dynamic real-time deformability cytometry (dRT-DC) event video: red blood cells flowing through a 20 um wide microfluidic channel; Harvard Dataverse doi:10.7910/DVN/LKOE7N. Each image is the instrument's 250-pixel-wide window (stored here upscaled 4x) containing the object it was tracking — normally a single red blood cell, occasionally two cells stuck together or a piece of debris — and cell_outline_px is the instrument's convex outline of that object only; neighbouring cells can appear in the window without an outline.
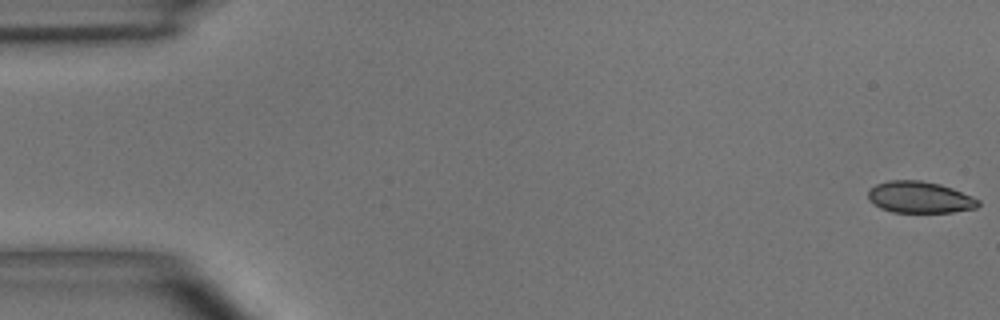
{"species": "common noctule bat (a hibernating species)", "species_latin": "Nyctalus noctula", "temperature_condition": "room temperature", "stored_images_in_passage": 6, "camera_frame_rate_fps": 3000, "um_per_image_px": 0.085, "animal": {"sex": "male", "body_mass_g": 15.6}, "frame": {"image": 1, "passage_image": 1, "time_ms": 0.0, "image_size_px": [1000, 320], "cell_outline_px": [[980, 204], [976, 208], [952, 212], [892, 212], [880, 208], [868, 200], [868, 188], [876, 184], [888, 180], [920, 180], [940, 184], [952, 188], [972, 196], [980, 200]], "centroid_in_image_um": [78.15, 16.76], "position_along_channel_um": 6.8, "area_um2": 20.4}}
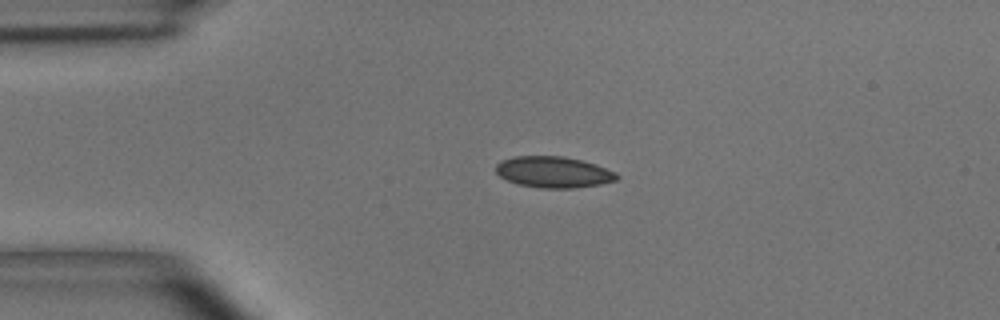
{"frame": {"image": 2, "passage_image": 4, "time_ms": 3.667, "image_size_px": [1000, 320], "cell_outline_px": [[620, 176], [616, 180], [600, 184], [572, 188], [544, 188], [520, 184], [508, 180], [500, 176], [496, 172], [496, 164], [500, 160], [512, 156], [564, 156], [596, 164], [616, 172]], "centroid_in_image_um": [47.05, 14.61], "position_along_channel_um": 38.0, "area_um2": 21.91}}
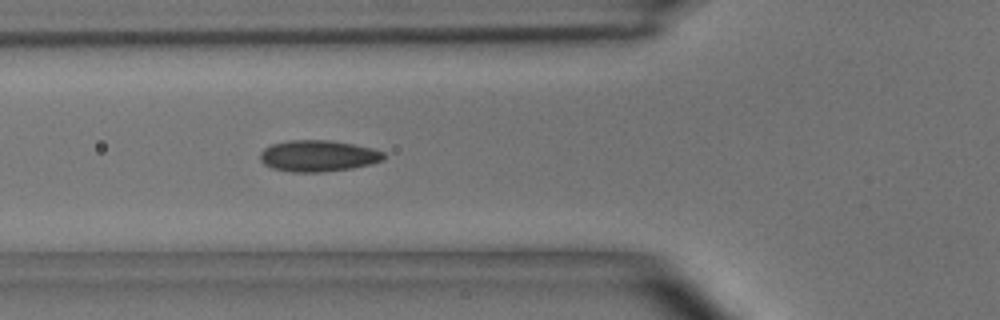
{"frame": {"image": 3, "passage_image": 6, "time_ms": 6.0, "image_size_px": [1000, 320], "cell_outline_px": [[388, 156], [384, 160], [372, 164], [352, 168], [320, 172], [292, 172], [272, 168], [264, 164], [260, 160], [260, 152], [264, 148], [272, 144], [288, 140], [332, 140], [356, 144], [372, 148], [384, 152]], "centroid_in_image_um": [27.08, 13.24], "position_along_channel_um": 98.7, "area_um2": 22.89}}